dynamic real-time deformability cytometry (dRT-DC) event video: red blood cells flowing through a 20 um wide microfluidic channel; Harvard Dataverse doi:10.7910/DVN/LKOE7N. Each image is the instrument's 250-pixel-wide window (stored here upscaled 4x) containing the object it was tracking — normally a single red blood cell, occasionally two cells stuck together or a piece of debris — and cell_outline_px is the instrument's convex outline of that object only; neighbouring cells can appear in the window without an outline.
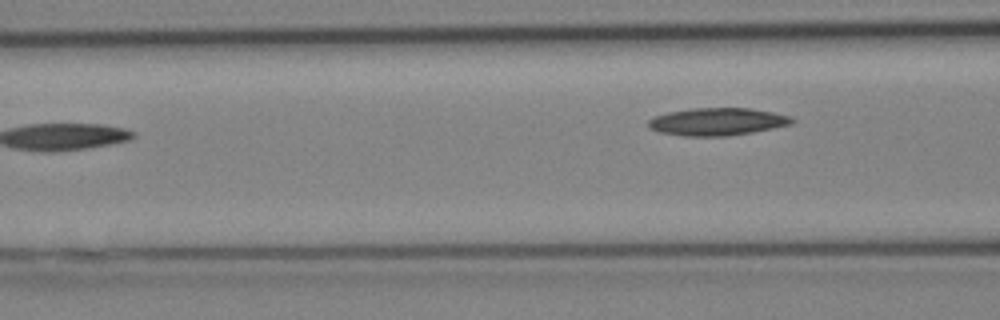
{"species": "Egyptian fruit bat (a non-hibernating species)", "species_latin": "Rousettus aegyptiacus", "temperature_condition": "cold", "stored_images_in_passage": 7, "segment_of_instrument_passage": [2, 2], "camera_frame_rate_fps": 3000, "um_per_image_px": 0.085, "animal": {"sex": "female"}, "frame": {"image": 1, "passage_image": 7, "time_ms": 2.0, "image_size_px": [1000, 320], "cell_outline_px": [[796, 120], [792, 124], [752, 132], [728, 136], [684, 136], [660, 132], [652, 128], [648, 124], [648, 120], [656, 116], [668, 112], [692, 108], [752, 108], [792, 116]], "centroid_in_image_um": [61.02, 10.34], "position_along_channel_um": 105.6, "area_um2": 23.0}}